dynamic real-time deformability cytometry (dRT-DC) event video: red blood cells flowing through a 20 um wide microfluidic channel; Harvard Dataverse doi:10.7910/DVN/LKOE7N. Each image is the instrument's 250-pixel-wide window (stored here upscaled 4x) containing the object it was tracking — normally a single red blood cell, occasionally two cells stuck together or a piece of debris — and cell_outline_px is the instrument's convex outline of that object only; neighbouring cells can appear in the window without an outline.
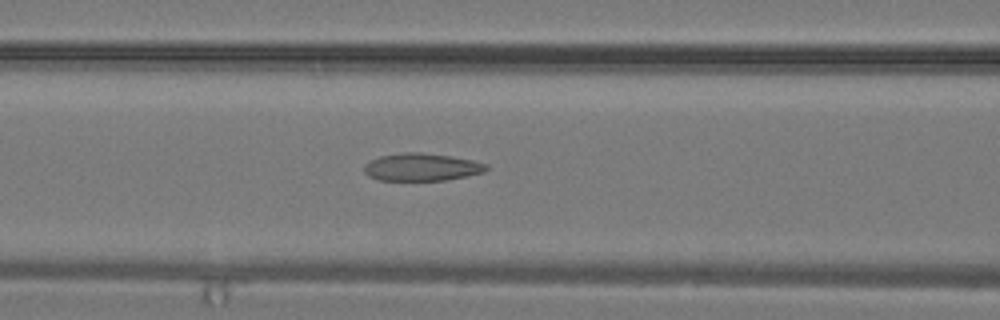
{"species": "common noctule bat (a hibernating species)", "species_latin": "Nyctalus noctula", "temperature_condition": "warm", "stored_images_in_passage": 25, "camera_frame_rate_fps": 3000, "um_per_image_px": 0.085, "animal": {"sex": "male", "body_mass_g": 19.2, "forearm_length_mm": 51.8}, "frame": {"image": 1, "passage_image": 6, "time_ms": 1.667, "image_size_px": [1000, 320], "cell_outline_px": [[488, 168], [484, 172], [468, 176], [444, 180], [380, 180], [368, 176], [364, 172], [364, 164], [380, 156], [404, 152], [420, 152], [452, 156], [472, 160], [488, 164]], "centroid_in_image_um": [35.85, 14.2], "position_along_channel_um": 130.7, "area_um2": 19.65}}
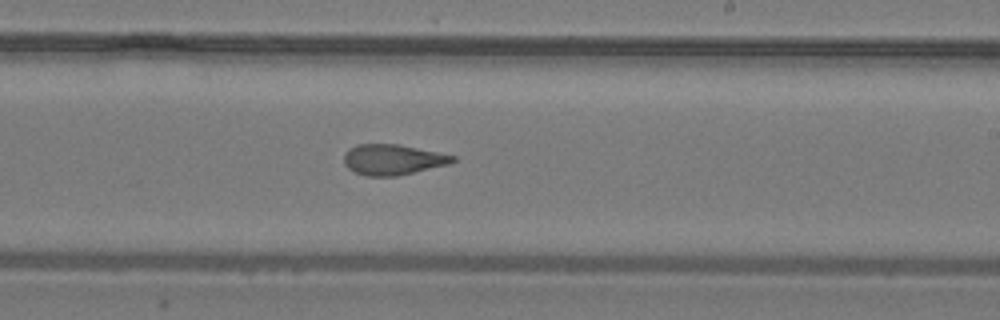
{"frame": {"image": 2, "passage_image": 12, "time_ms": 3.667, "image_size_px": [1000, 320], "cell_outline_px": [[456, 160], [448, 164], [396, 176], [368, 176], [356, 172], [348, 168], [344, 164], [344, 156], [356, 144], [400, 144], [456, 156]], "centroid_in_image_um": [33.4, 13.56], "position_along_channel_um": 255.6, "area_um2": 19.07}}
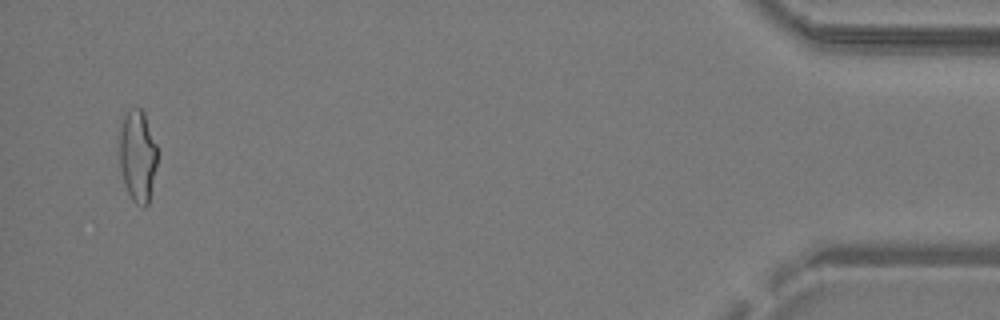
{"frame": {"image": 3, "passage_image": 24, "time_ms": 7.667, "image_size_px": [1000, 320], "cell_outline_px": [[160, 152], [148, 204], [144, 208], [136, 204], [132, 200], [124, 184], [120, 168], [120, 128], [124, 116], [128, 108], [140, 108], [144, 112], [160, 148]], "centroid_in_image_um": [11.74, 13.23], "position_along_channel_um": 423.5, "area_um2": 20.98}}